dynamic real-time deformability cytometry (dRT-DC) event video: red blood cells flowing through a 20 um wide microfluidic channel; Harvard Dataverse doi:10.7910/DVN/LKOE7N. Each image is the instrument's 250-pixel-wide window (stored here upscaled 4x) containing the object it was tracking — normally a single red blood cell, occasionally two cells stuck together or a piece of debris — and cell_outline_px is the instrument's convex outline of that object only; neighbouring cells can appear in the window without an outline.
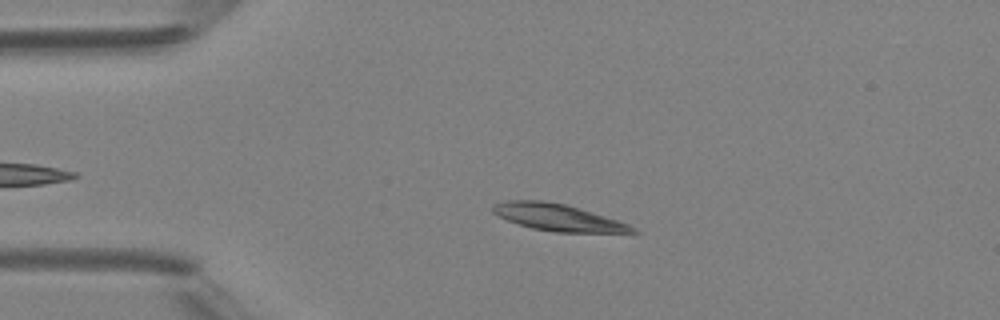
{"species": "Egyptian fruit bat (a non-hibernating species)", "species_latin": "Rousettus aegyptiacus", "temperature_condition": "room temperature", "stored_images_in_passage": 3, "camera_frame_rate_fps": 3000, "um_per_image_px": 0.085, "animal": {"sex": "female"}, "frame": {"image": 1, "passage_image": 2, "time_ms": 2.0, "image_size_px": [1000, 320], "cell_outline_px": [[640, 232], [556, 232], [532, 228], [508, 220], [492, 212], [492, 204], [504, 200], [544, 200], [564, 204], [580, 208], [628, 224], [636, 228]], "centroid_in_image_um": [47.38, 18.46], "position_along_channel_um": 37.6, "area_um2": 21.56}}